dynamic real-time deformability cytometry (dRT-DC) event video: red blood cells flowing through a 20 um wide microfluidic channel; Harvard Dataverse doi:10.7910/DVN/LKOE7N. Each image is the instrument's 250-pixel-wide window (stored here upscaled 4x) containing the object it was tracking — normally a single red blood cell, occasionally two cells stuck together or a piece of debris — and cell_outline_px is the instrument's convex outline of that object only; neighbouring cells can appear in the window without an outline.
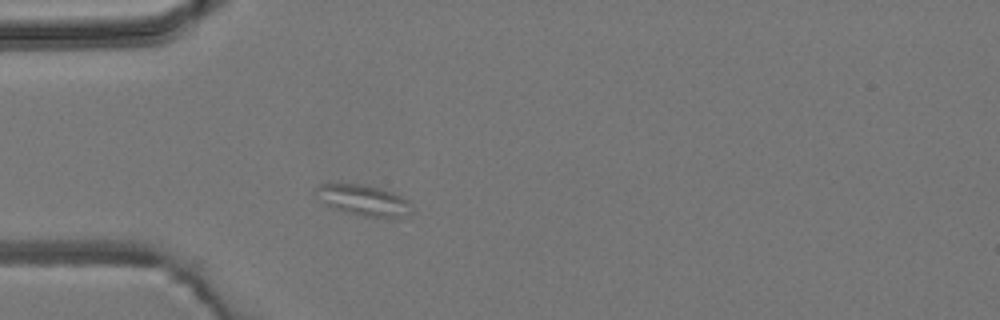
{"species": "common noctule bat (a hibernating species)", "species_latin": "Nyctalus noctula", "temperature_condition": "room temperature", "stored_images_in_passage": 1, "camera_frame_rate_fps": 3000, "um_per_image_px": 0.085, "animal": {"sex": "male", "body_mass_g": 19.2, "forearm_length_mm": 51.8}, "frame": {"image": 1, "passage_image": 1, "time_ms": 0.0, "image_size_px": [1000, 320], "cell_outline_px": [[412, 212], [404, 220], [400, 220], [364, 216], [344, 212], [332, 208], [312, 192], [312, 188], [320, 184], [360, 184], [380, 188], [392, 192], [408, 200]], "centroid_in_image_um": [30.94, 17.06], "position_along_channel_um": 54.1, "area_um2": 17.69}}